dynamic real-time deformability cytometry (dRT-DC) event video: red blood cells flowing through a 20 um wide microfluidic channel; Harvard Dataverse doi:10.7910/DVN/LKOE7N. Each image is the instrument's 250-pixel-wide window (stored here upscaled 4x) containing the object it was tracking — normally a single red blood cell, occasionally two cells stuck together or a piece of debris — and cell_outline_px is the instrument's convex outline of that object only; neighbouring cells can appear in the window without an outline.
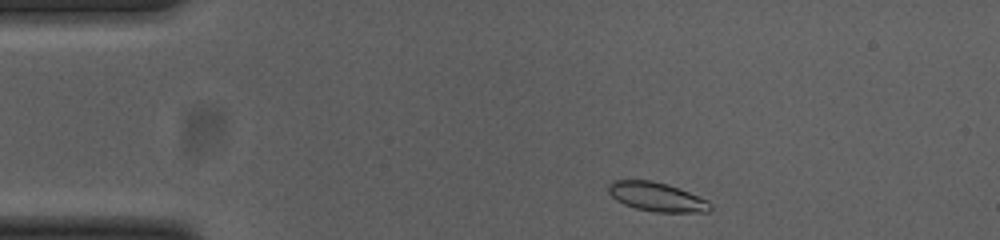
{"species": "common noctule bat (a hibernating species)", "species_latin": "Nyctalus noctula", "temperature_condition": "cold", "stored_images_in_passage": 47, "camera_frame_rate_fps": 3000, "um_per_image_px": 0.085, "animal": {"sex": "female", "body_mass_g": 23.0, "forearm_length_mm": 53.4}, "frame": {"image": 1, "passage_image": 2, "time_ms": 0.333, "image_size_px": [1000, 240], "cell_outline_px": [[712, 208], [708, 212], [656, 212], [636, 208], [624, 204], [616, 200], [608, 192], [608, 184], [612, 180], [652, 180], [668, 184], [680, 188], [708, 200], [712, 204]], "centroid_in_image_um": [55.84, 16.72], "position_along_channel_um": 29.2, "area_um2": 17.4}}
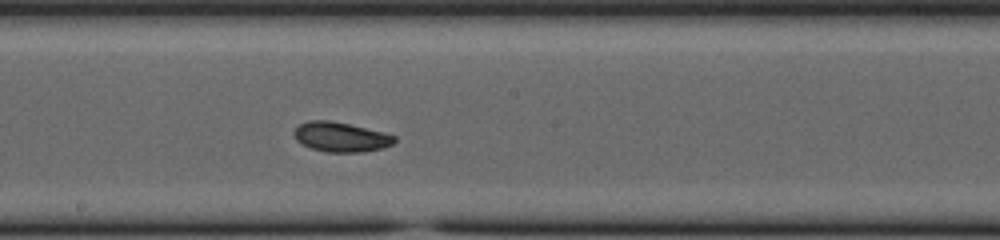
{"frame": {"image": 2, "passage_image": 22, "time_ms": 7.0, "image_size_px": [1000, 240], "cell_outline_px": [[396, 140], [392, 144], [384, 148], [364, 152], [328, 152], [312, 148], [300, 144], [296, 140], [292, 132], [300, 124], [308, 120], [328, 120], [348, 124], [396, 136]], "centroid_in_image_um": [28.93, 11.65], "position_along_channel_um": 219.3, "area_um2": 17.28}}
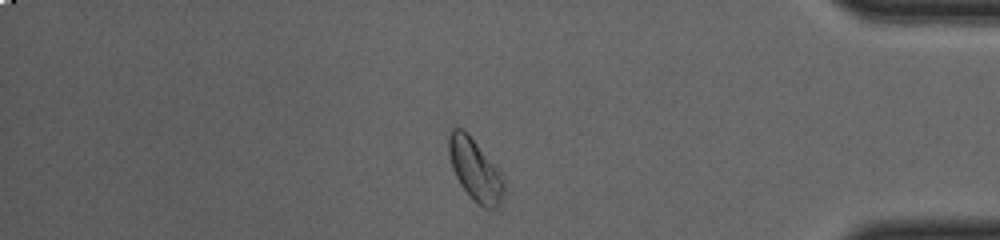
{"frame": {"image": 3, "passage_image": 39, "time_ms": 12.667, "image_size_px": [1000, 240], "cell_outline_px": [[504, 192], [500, 204], [496, 208], [484, 208], [472, 200], [460, 184], [452, 168], [448, 152], [448, 136], [452, 128], [460, 128], [468, 132], [504, 180]], "centroid_in_image_um": [40.35, 14.45], "position_along_channel_um": 394.9, "area_um2": 19.54}, "authors_computed_cell_mechanics": {"area_um2": 17.4556, "velocity_mm_per_s": 3.6689, "shape_relaxation_time_tau1_ms": 5.2375, "shape_relaxation_time_tau2_ms": null, "deformation_change_tau1": 0.1113, "deformation_change_tau2": null}}